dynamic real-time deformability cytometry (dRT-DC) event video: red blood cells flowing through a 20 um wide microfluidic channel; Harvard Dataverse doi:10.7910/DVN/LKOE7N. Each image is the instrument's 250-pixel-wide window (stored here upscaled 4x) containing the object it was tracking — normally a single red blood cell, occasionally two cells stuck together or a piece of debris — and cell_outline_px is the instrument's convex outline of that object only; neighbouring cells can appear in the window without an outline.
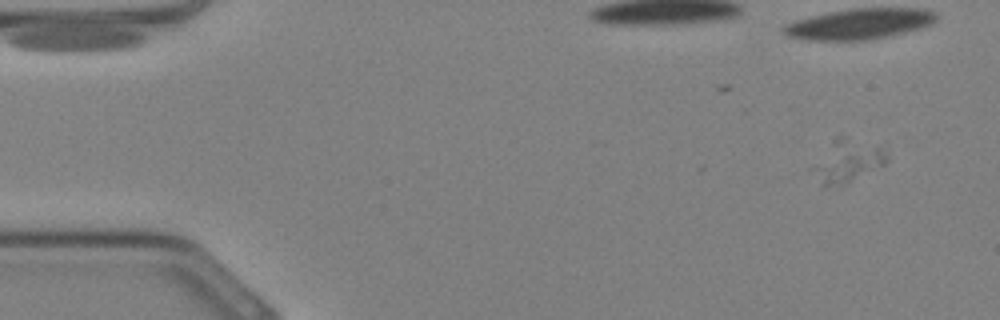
{"species": "Egyptian fruit bat (a non-hibernating species)", "species_latin": "Rousettus aegyptiacus", "temperature_condition": "cold", "stored_images_in_passage": 5, "camera_frame_rate_fps": 3000, "um_per_image_px": 0.085, "animal": {"sex": "female"}, "frame": {"image": 1, "passage_image": 1, "time_ms": 0.0, "image_size_px": [1000, 320], "cell_outline_px": [[888, 160], [884, 164], [848, 180], [828, 184], [820, 184], [808, 168], [832, 140], [836, 136], [848, 136], [880, 148], [888, 156]], "centroid_in_image_um": [71.93, 13.62], "position_along_channel_um": 13.1, "area_um2": 17.51}}